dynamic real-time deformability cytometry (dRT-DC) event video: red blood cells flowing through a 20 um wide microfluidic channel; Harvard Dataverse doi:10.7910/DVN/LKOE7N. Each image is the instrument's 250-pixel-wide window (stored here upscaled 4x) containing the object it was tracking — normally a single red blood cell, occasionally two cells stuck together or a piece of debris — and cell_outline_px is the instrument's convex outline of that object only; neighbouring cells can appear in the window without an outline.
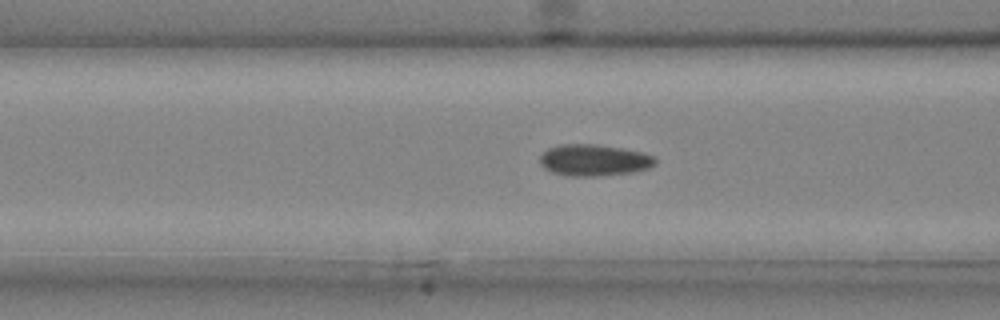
{"species": "common noctule bat (a hibernating species)", "species_latin": "Nyctalus noctula", "temperature_condition": "cold", "stored_images_in_passage": 37, "camera_frame_rate_fps": 3000, "um_per_image_px": 0.085, "animal": {"sex": "male", "body_mass_g": 20.4}, "frame": {"image": 1, "passage_image": 12, "time_ms": 3.667, "image_size_px": [1000, 320], "cell_outline_px": [[656, 164], [648, 168], [632, 172], [600, 176], [568, 176], [552, 172], [544, 168], [540, 164], [540, 156], [548, 148], [560, 144], [596, 144], [624, 148], [656, 156]], "centroid_in_image_um": [50.49, 13.61], "position_along_channel_um": 116.1, "area_um2": 21.33}}
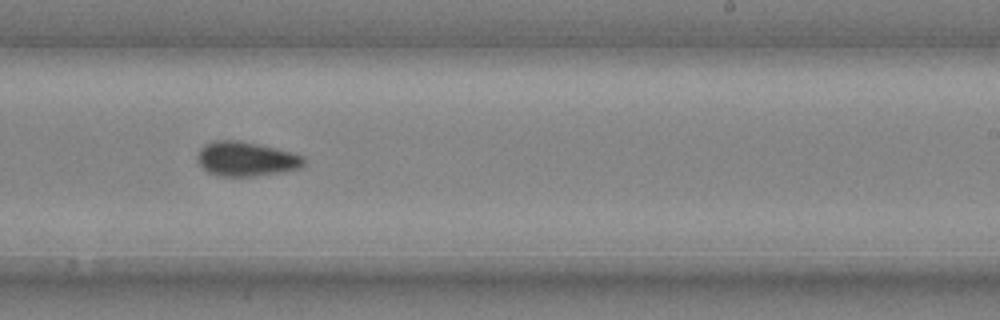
{"frame": {"image": 2, "passage_image": 22, "time_ms": 7.0, "image_size_px": [1000, 320], "cell_outline_px": [[308, 160], [304, 168], [284, 172], [252, 176], [220, 176], [208, 172], [200, 164], [196, 156], [200, 148], [204, 144], [216, 140], [236, 140], [276, 148], [292, 152], [304, 156]], "centroid_in_image_um": [20.98, 13.52], "position_along_channel_um": 268.0, "area_um2": 21.62}}
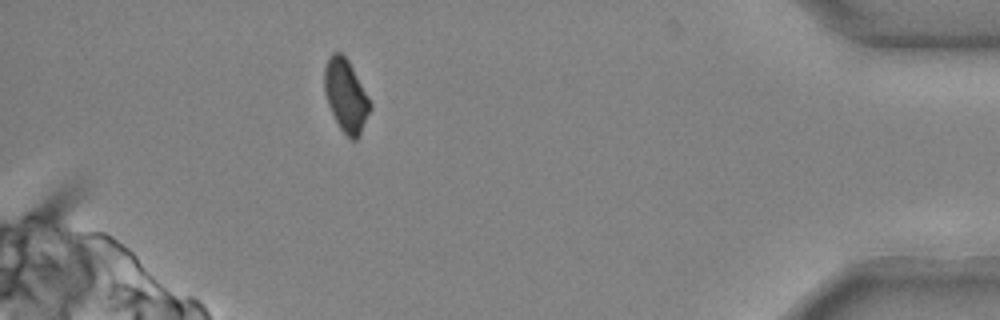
{"frame": {"image": 3, "passage_image": 34, "time_ms": 11.0, "image_size_px": [1000, 320], "cell_outline_px": [[372, 108], [360, 136], [356, 140], [352, 140], [340, 128], [328, 104], [324, 92], [324, 68], [328, 56], [332, 52], [340, 52], [348, 60], [372, 104]], "centroid_in_image_um": [29.4, 8.13], "position_along_channel_um": 405.8, "area_um2": 19.31}}